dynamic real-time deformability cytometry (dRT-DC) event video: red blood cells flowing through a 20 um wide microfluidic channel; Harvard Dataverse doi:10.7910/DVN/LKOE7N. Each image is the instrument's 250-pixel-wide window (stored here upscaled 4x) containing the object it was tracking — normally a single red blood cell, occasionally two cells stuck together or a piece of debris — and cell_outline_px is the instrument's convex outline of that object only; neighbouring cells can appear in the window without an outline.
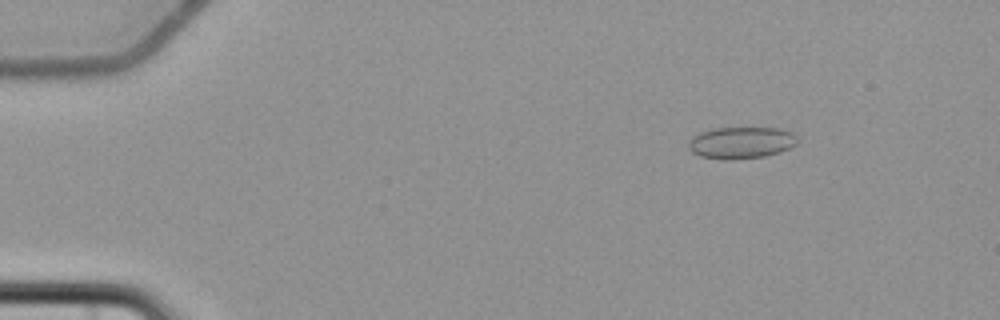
{"species": "common noctule bat (a hibernating species)", "species_latin": "Nyctalus noctula", "temperature_condition": "cold", "stored_images_in_passage": 6, "camera_frame_rate_fps": 3000, "um_per_image_px": 0.085, "animal": {"sex": "female", "body_mass_g": 22.7, "forearm_length_mm": 54.2}, "frame": {"image": 1, "passage_image": 2, "time_ms": 2.667, "image_size_px": [1000, 320], "cell_outline_px": [[796, 144], [780, 152], [764, 156], [732, 160], [728, 160], [700, 156], [692, 152], [688, 148], [688, 140], [692, 136], [700, 132], [712, 128], [780, 128], [792, 132], [796, 136]], "centroid_in_image_um": [62.96, 12.12], "position_along_channel_um": 22.0, "area_um2": 20.23}}
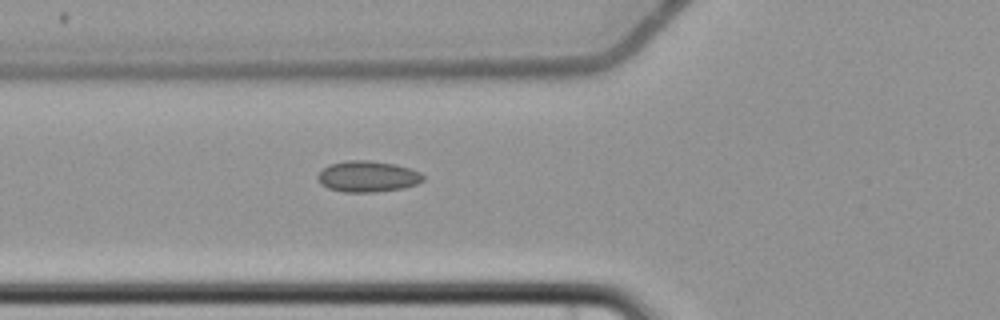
{"frame": {"image": 2, "passage_image": 6, "time_ms": 7.333, "image_size_px": [1000, 320], "cell_outline_px": [[424, 180], [416, 184], [404, 188], [372, 192], [344, 192], [328, 188], [320, 184], [316, 176], [328, 164], [348, 160], [368, 160], [396, 164], [412, 168], [420, 172], [424, 176]], "centroid_in_image_um": [31.25, 14.99], "position_along_channel_um": 94.5, "area_um2": 19.25}}